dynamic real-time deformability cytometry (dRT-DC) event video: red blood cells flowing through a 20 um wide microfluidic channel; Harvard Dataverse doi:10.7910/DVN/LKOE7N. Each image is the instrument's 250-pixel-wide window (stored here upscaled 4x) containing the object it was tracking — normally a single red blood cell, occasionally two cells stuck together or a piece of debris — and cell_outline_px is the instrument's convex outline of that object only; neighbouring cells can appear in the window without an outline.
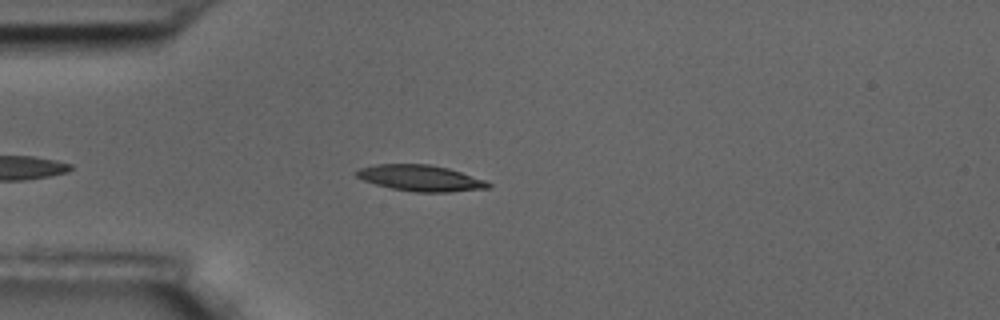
{"species": "common noctule bat (a hibernating species)", "species_latin": "Nyctalus noctula", "temperature_condition": "room temperature", "stored_images_in_passage": 27, "camera_frame_rate_fps": 3000, "um_per_image_px": 0.085, "animal": {"sex": "male", "body_mass_g": 17.5, "forearm_length_mm": 52.3}, "frame": {"image": 1, "passage_image": 12, "time_ms": 3.667, "image_size_px": [1000, 320], "cell_outline_px": [[492, 188], [448, 192], [416, 192], [392, 188], [376, 184], [364, 180], [356, 176], [356, 172], [360, 168], [376, 164], [428, 164], [448, 168], [484, 180], [492, 184]], "centroid_in_image_um": [35.77, 15.14], "position_along_channel_um": 49.2, "area_um2": 19.83}}
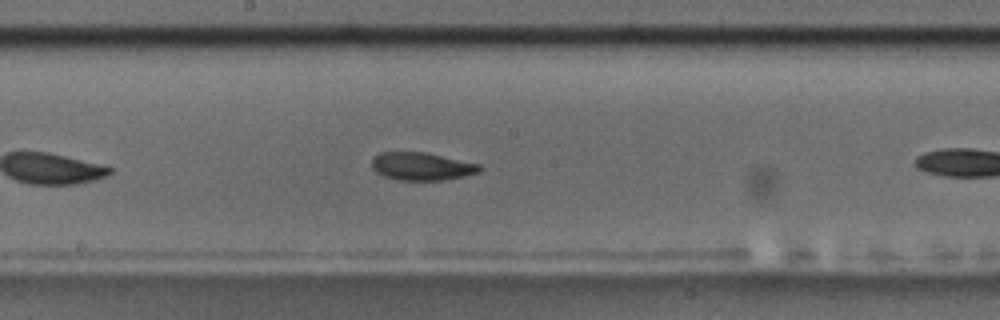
{"frame": {"image": 2, "passage_image": 23, "time_ms": 7.333, "image_size_px": [1000, 320], "cell_outline_px": [[484, 168], [480, 172], [464, 176], [444, 180], [396, 180], [384, 176], [376, 172], [372, 168], [372, 156], [380, 152], [424, 152], [480, 164]], "centroid_in_image_um": [35.84, 14.14], "position_along_channel_um": 212.4, "area_um2": 17.63}}